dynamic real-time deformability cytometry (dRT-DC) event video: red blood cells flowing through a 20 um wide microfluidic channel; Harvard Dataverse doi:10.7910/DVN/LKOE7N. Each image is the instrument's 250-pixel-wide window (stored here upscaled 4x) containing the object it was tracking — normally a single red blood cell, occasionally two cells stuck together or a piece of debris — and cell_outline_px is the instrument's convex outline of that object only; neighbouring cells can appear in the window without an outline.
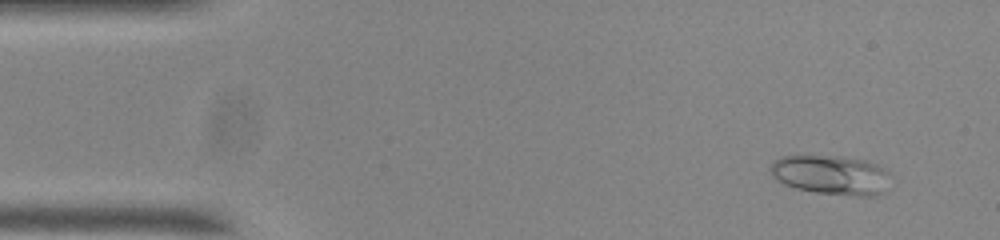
{"species": "common noctule bat (a hibernating species)", "species_latin": "Nyctalus noctula", "temperature_condition": "room temperature", "stored_images_in_passage": 54, "camera_frame_rate_fps": 3000, "um_per_image_px": 0.085, "animal": {"sex": "male", "body_mass_g": 20.0, "forearm_length_mm": 53.3}, "frame": {"image": 1, "passage_image": 4, "time_ms": 1.0, "image_size_px": [1000, 240], "cell_outline_px": [[888, 172], [884, 192], [880, 196], [864, 196], [816, 192], [796, 188], [784, 184], [768, 168], [772, 160], [780, 156], [840, 156], [868, 160], [876, 164]], "centroid_in_image_um": [70.63, 14.85], "position_along_channel_um": 14.4, "area_um2": 27.34}}
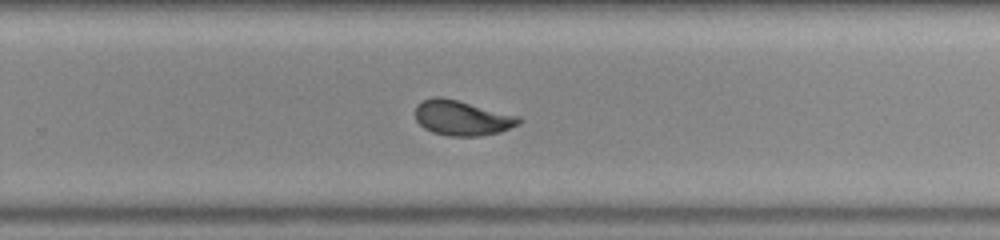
{"frame": {"image": 2, "passage_image": 34, "time_ms": 11.0, "image_size_px": [1000, 240], "cell_outline_px": [[524, 120], [520, 124], [500, 132], [480, 136], [448, 136], [432, 132], [424, 128], [416, 120], [416, 104], [420, 100], [436, 96], [440, 96], [520, 116]], "centroid_in_image_um": [39.28, 10.03], "position_along_channel_um": 290.5, "area_um2": 21.27}}
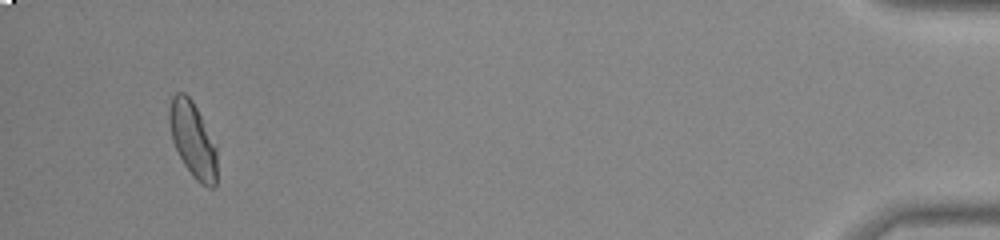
{"frame": {"image": 3, "passage_image": 51, "time_ms": 16.667, "image_size_px": [1000, 240], "cell_outline_px": [[216, 188], [208, 188], [200, 184], [192, 176], [184, 164], [172, 140], [168, 124], [168, 108], [172, 96], [176, 92], [184, 92], [192, 100], [216, 148]], "centroid_in_image_um": [16.35, 11.89], "position_along_channel_um": 418.8, "area_um2": 20.81}, "authors_computed_cell_mechanics": {"area_um2": 21.2993, "velocity_mm_per_s": 3.7119, "shape_relaxation_time_tau1_ms": 4.4797, "shape_relaxation_time_tau2_ms": 0.7725, "deformation_change_tau1": 0.1439, "deformation_change_tau2": 0.0488}}